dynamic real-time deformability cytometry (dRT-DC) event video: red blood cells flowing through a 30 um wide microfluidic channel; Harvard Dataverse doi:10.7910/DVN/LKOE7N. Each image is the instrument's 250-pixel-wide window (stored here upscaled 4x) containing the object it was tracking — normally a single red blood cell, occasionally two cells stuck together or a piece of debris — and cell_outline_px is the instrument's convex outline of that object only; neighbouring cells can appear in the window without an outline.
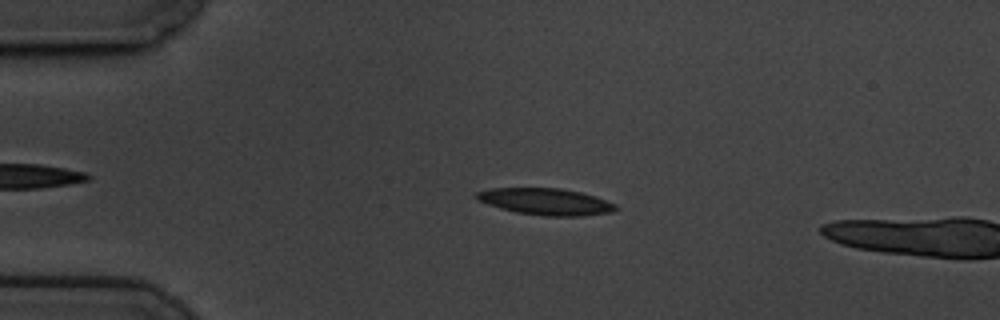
{"species": "common noctule bat (a hibernating species)", "species_latin": "Nyctalus noctula", "temperature_condition": "cold", "stored_images_in_passage": 16, "camera_frame_rate_fps": 3000, "um_per_image_px": 0.085, "animal": {"sex": "male", "body_mass_g": 19.5, "forearm_length_mm": 54.6}, "frame": {"image": 1, "passage_image": 12, "time_ms": 3.667, "image_size_px": [1000, 320], "cell_outline_px": [[620, 208], [612, 212], [580, 216], [544, 216], [516, 212], [500, 208], [476, 200], [472, 196], [476, 192], [492, 188], [560, 188], [580, 192], [596, 196], [616, 204]], "centroid_in_image_um": [46.38, 17.13], "position_along_channel_um": 38.6, "area_um2": 21.79}}